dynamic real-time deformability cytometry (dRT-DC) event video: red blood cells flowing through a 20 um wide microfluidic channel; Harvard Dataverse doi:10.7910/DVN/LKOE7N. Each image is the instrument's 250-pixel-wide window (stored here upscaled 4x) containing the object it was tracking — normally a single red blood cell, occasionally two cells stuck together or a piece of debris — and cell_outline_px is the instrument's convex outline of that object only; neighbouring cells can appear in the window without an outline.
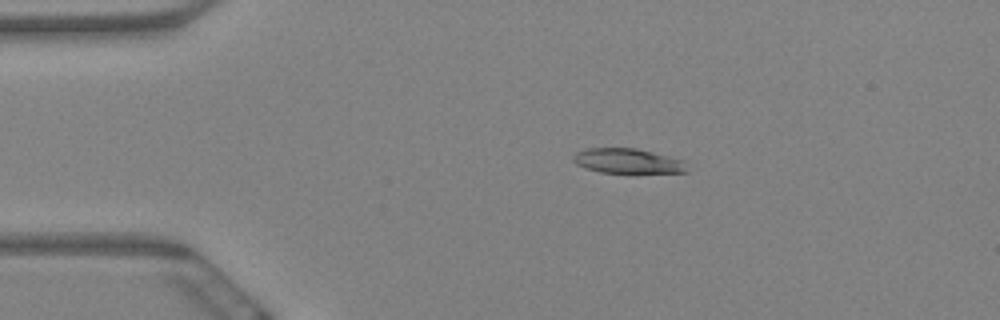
{"species": "Egyptian fruit bat (a non-hibernating species)", "species_latin": "Rousettus aegyptiacus", "temperature_condition": "warm", "stored_images_in_passage": 8, "camera_frame_rate_fps": 3000, "um_per_image_px": 0.085, "animal": {"sex": "female"}, "frame": {"image": 1, "passage_image": 4, "time_ms": 1.0, "image_size_px": [1000, 320], "cell_outline_px": [[688, 172], [600, 172], [584, 168], [576, 164], [572, 160], [572, 156], [576, 152], [588, 148], [636, 148], [668, 156], [680, 160]], "centroid_in_image_um": [53.24, 13.67], "position_along_channel_um": 31.8, "area_um2": 16.07}}
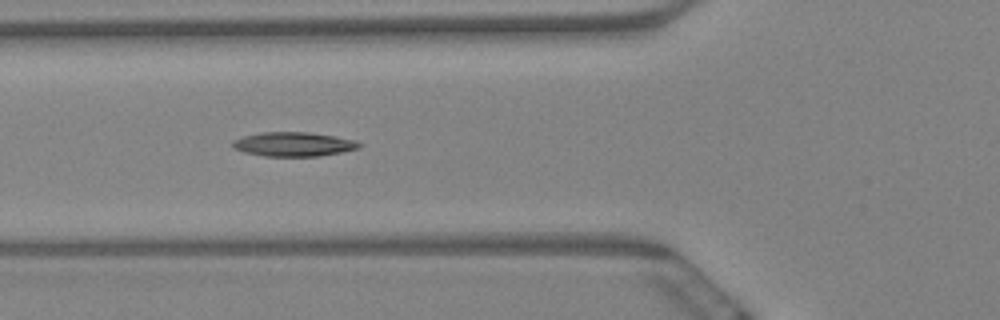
{"frame": {"image": 2, "passage_image": 7, "time_ms": 2.0, "image_size_px": [1000, 320], "cell_outline_px": [[364, 144], [360, 148], [320, 156], [264, 156], [244, 152], [236, 148], [232, 144], [232, 140], [244, 136], [260, 132], [308, 132], [356, 140]], "centroid_in_image_um": [24.98, 12.25], "position_along_channel_um": 100.8, "area_um2": 17.8}}
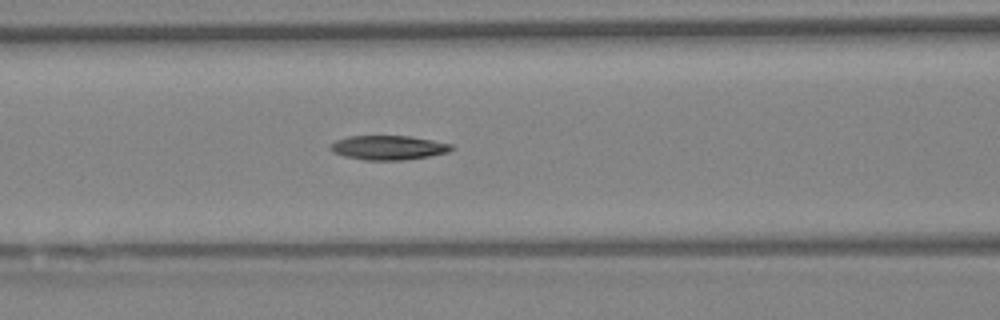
{"frame": {"image": 3, "passage_image": 8, "time_ms": 2.333, "image_size_px": [1000, 320], "cell_outline_px": [[456, 148], [448, 152], [428, 156], [404, 160], [364, 160], [344, 156], [332, 152], [328, 148], [336, 140], [348, 136], [408, 136], [432, 140], [452, 144]], "centroid_in_image_um": [33.01, 12.55], "position_along_channel_um": 133.6, "area_um2": 17.17}}